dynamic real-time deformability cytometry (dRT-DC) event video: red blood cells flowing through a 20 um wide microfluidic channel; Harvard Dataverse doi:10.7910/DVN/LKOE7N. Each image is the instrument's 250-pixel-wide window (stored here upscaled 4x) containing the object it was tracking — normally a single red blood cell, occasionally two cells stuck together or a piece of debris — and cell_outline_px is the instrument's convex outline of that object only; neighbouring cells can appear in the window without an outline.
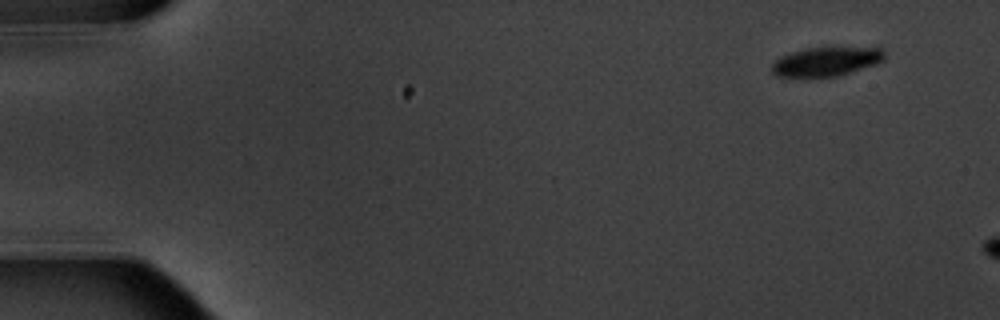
{"species": "common noctule bat (a hibernating species)", "species_latin": "Nyctalus noctula", "temperature_condition": "warm", "stored_images_in_passage": 3, "camera_frame_rate_fps": 3000, "um_per_image_px": 0.085, "animal": {"sex": "male", "body_mass_g": 20.1, "forearm_length_mm": 53.5}, "frame": {"image": 1, "passage_image": 1, "time_ms": 0.0, "image_size_px": [1000, 320], "cell_outline_px": [[884, 60], [880, 64], [840, 76], [776, 76], [772, 72], [772, 64], [780, 56], [792, 52], [808, 48], [880, 48], [884, 52]], "centroid_in_image_um": [70.28, 5.24], "position_along_channel_um": 14.7, "area_um2": 18.96}}